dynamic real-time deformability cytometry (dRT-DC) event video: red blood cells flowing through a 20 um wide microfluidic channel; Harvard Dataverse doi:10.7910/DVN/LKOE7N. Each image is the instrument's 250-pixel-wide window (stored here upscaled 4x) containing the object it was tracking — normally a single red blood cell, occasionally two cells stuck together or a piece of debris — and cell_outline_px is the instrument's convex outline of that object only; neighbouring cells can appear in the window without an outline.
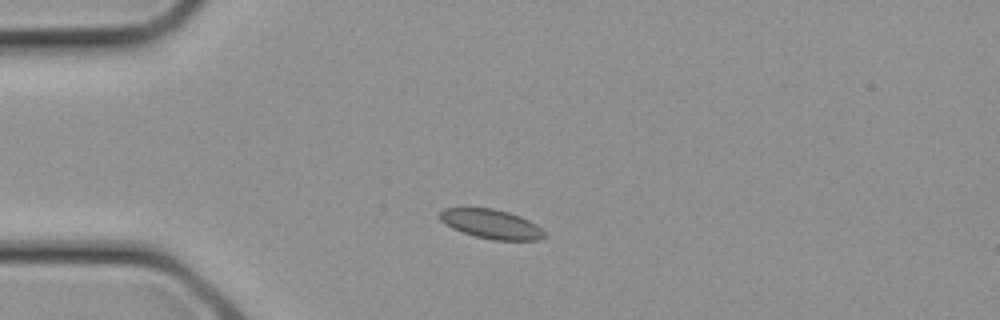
{"species": "common noctule bat (a hibernating species)", "species_latin": "Nyctalus noctula", "temperature_condition": "cold", "stored_images_in_passage": 7, "camera_frame_rate_fps": 3000, "um_per_image_px": 0.085, "animal": {"sex": "female", "body_mass_g": 21.9}, "frame": {"image": 1, "passage_image": 2, "time_ms": 0.333, "image_size_px": [1000, 320], "cell_outline_px": [[548, 236], [536, 240], [492, 240], [476, 236], [452, 228], [440, 220], [436, 216], [444, 208], [492, 208], [508, 212], [520, 216], [536, 224], [548, 232]], "centroid_in_image_um": [41.79, 19.04], "position_along_channel_um": 43.2, "area_um2": 17.98}}
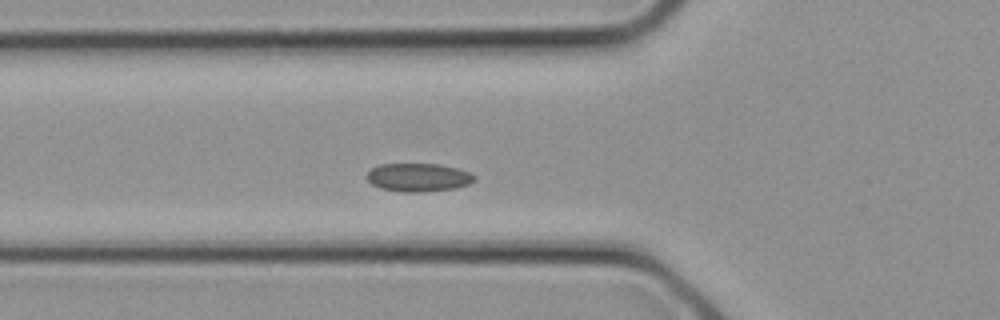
{"frame": {"image": 2, "passage_image": 5, "time_ms": 1.333, "image_size_px": [1000, 320], "cell_outline_px": [[476, 180], [468, 184], [456, 188], [420, 192], [404, 192], [380, 188], [372, 184], [364, 176], [372, 168], [380, 164], [440, 164], [456, 168], [468, 172], [476, 176]], "centroid_in_image_um": [35.55, 15.08], "position_along_channel_um": 90.3, "area_um2": 17.74}}
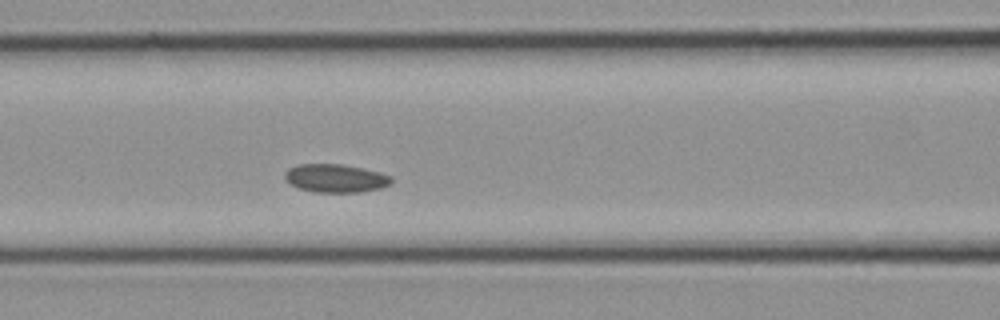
{"frame": {"image": 3, "passage_image": 7, "time_ms": 2.0, "image_size_px": [1000, 320], "cell_outline_px": [[392, 184], [380, 188], [360, 192], [316, 192], [300, 188], [284, 180], [284, 172], [288, 168], [296, 164], [344, 164], [380, 172], [392, 176]], "centroid_in_image_um": [28.52, 15.14], "position_along_channel_um": 138.1, "area_um2": 17.69}}